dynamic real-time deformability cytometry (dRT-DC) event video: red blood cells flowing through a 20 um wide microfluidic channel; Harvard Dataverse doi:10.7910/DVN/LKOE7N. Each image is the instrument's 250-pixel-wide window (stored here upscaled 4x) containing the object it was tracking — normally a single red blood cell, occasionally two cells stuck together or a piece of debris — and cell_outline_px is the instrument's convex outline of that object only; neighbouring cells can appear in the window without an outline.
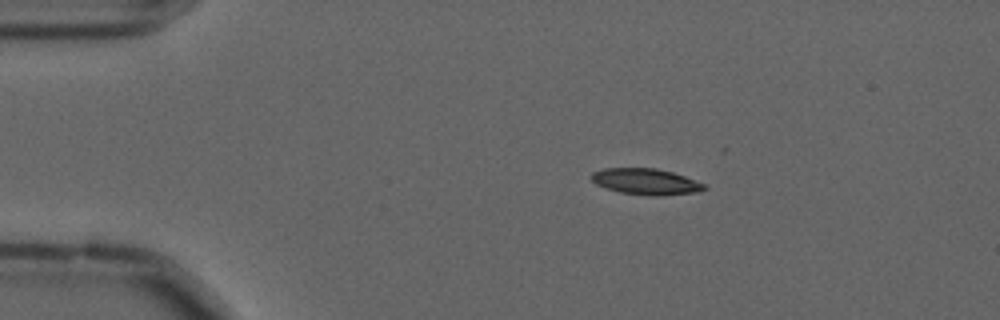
{"species": "common noctule bat (a hibernating species)", "species_latin": "Nyctalus noctula", "temperature_condition": "cold", "stored_images_in_passage": 47, "camera_frame_rate_fps": 3000, "um_per_image_px": 0.085, "animal": {"sex": "male", "forearm_length_mm": 52.5}, "frame": {"image": 1, "passage_image": 1, "time_ms": 0.0, "image_size_px": [1000, 320], "cell_outline_px": [[708, 188], [700, 192], [660, 196], [652, 196], [620, 192], [604, 188], [596, 184], [592, 180], [592, 172], [604, 168], [656, 168], [672, 172], [708, 184]], "centroid_in_image_um": [54.96, 15.44], "position_along_channel_um": 30.0, "area_um2": 17.4}}
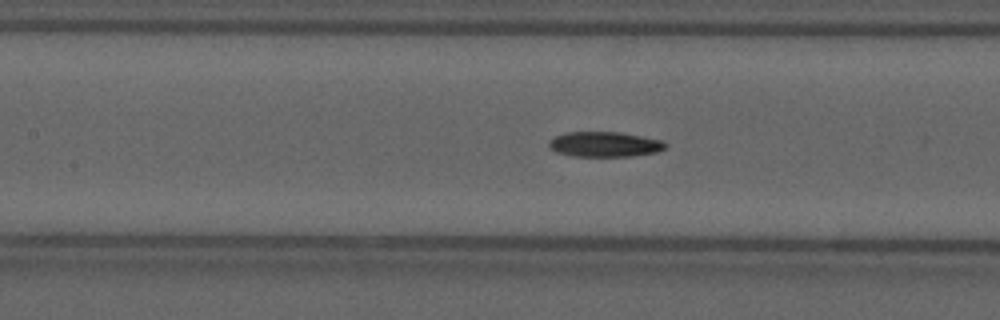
{"frame": {"image": 2, "passage_image": 16, "time_ms": 5.0, "image_size_px": [1000, 320], "cell_outline_px": [[668, 144], [664, 148], [656, 152], [632, 156], [572, 156], [556, 152], [548, 144], [548, 140], [556, 136], [568, 132], [620, 132], [660, 140]], "centroid_in_image_um": [51.37, 12.26], "position_along_channel_um": 156.0, "area_um2": 16.88}}
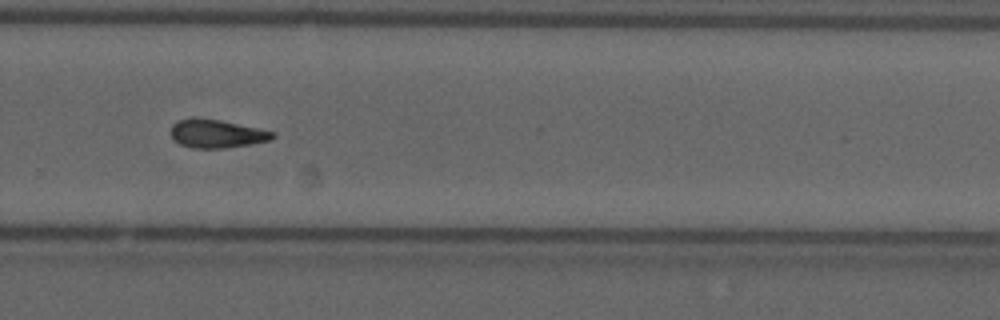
{"frame": {"image": 3, "passage_image": 29, "time_ms": 9.333, "image_size_px": [1000, 320], "cell_outline_px": [[276, 136], [272, 140], [224, 148], [192, 148], [180, 144], [172, 140], [172, 124], [180, 120], [192, 116], [220, 120], [276, 132]], "centroid_in_image_um": [18.41, 11.35], "position_along_channel_um": 311.4, "area_um2": 16.88}}